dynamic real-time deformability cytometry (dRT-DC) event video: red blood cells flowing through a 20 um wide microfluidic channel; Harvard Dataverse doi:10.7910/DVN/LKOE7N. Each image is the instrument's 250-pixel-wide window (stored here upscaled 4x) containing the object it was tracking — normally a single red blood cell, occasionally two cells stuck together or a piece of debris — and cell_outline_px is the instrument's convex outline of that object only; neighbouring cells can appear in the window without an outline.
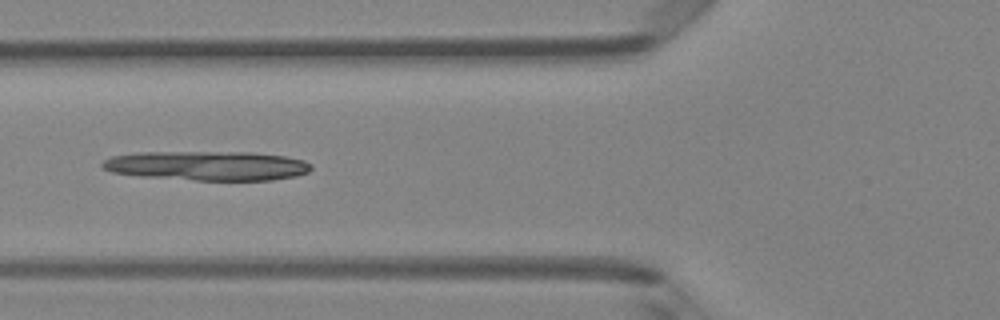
{"species": "Egyptian fruit bat (a non-hibernating species)", "species_latin": "Rousettus aegyptiacus", "temperature_condition": "room temperature", "stored_images_in_passage": 47, "camera_frame_rate_fps": 3000, "um_per_image_px": 0.085, "animal": {"sex": "female"}, "frame": {"image": 1, "passage_image": 18, "time_ms": 5.667, "image_size_px": [1000, 320], "cell_outline_px": [[312, 168], [308, 172], [296, 176], [272, 180], [196, 180], [140, 176], [112, 172], [100, 168], [100, 164], [104, 160], [112, 156], [140, 152], [248, 152], [284, 156], [304, 160], [312, 164]], "centroid_in_image_um": [17.61, 14.08], "position_along_channel_um": 108.2, "area_um2": 35.84}}
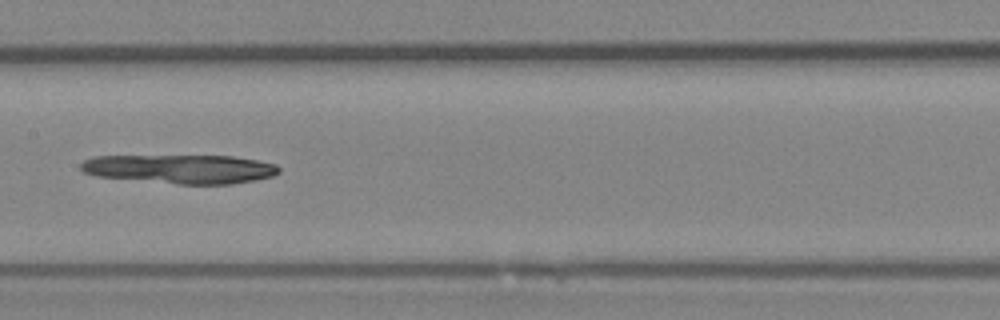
{"frame": {"image": 2, "passage_image": 24, "time_ms": 7.667, "image_size_px": [1000, 320], "cell_outline_px": [[280, 172], [272, 176], [256, 180], [232, 184], [180, 184], [96, 176], [84, 172], [80, 168], [80, 164], [84, 160], [92, 156], [232, 156], [256, 160], [276, 164], [280, 168]], "centroid_in_image_um": [15.34, 14.36], "position_along_channel_um": 192.1, "area_um2": 33.35}}
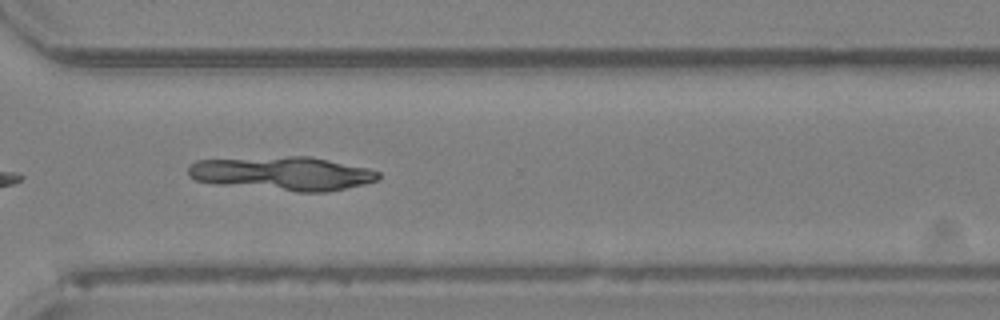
{"frame": {"image": 3, "passage_image": 35, "time_ms": 11.333, "image_size_px": [1000, 320], "cell_outline_px": [[380, 176], [376, 180], [364, 184], [328, 192], [296, 192], [216, 184], [196, 180], [188, 176], [188, 168], [196, 160], [288, 156], [308, 156], [368, 168], [380, 172]], "centroid_in_image_um": [24.01, 14.75], "position_along_channel_um": 346.6, "area_um2": 37.45}}